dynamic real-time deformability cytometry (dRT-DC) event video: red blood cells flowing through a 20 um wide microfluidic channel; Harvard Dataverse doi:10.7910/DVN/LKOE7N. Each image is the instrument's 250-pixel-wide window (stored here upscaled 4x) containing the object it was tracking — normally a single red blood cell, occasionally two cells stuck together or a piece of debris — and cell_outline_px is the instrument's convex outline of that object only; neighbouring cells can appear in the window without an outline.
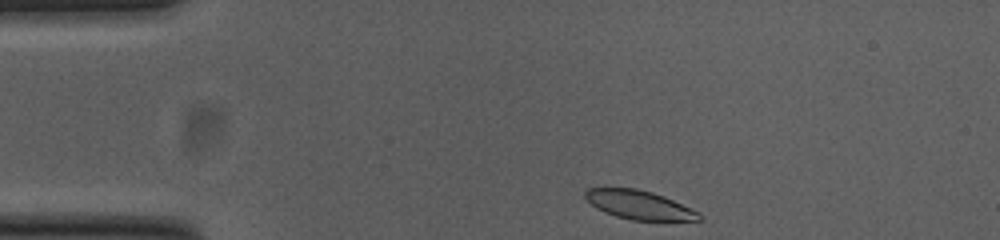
{"species": "common noctule bat (a hibernating species)", "species_latin": "Nyctalus noctula", "temperature_condition": "cold", "stored_images_in_passage": 38, "camera_frame_rate_fps": 3000, "um_per_image_px": 0.085, "animal": {"sex": "female", "body_mass_g": 23.0, "forearm_length_mm": 53.4}, "frame": {"image": 1, "passage_image": 1, "time_ms": 0.0, "image_size_px": [1000, 240], "cell_outline_px": [[704, 220], [632, 220], [616, 216], [604, 212], [596, 208], [584, 196], [584, 192], [588, 188], [636, 188], [652, 192], [664, 196], [700, 212], [704, 216]], "centroid_in_image_um": [54.36, 17.41], "position_along_channel_um": 30.6, "area_um2": 19.13}}
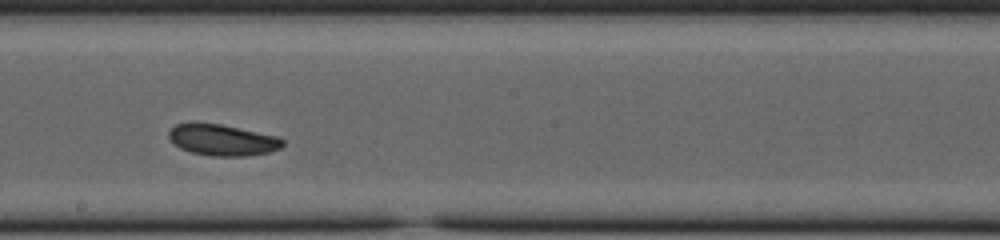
{"frame": {"image": 2, "passage_image": 21, "time_ms": 6.667, "image_size_px": [1000, 240], "cell_outline_px": [[284, 144], [280, 148], [268, 152], [244, 156], [212, 156], [192, 152], [180, 148], [168, 136], [168, 132], [176, 124], [220, 124], [276, 136], [284, 140]], "centroid_in_image_um": [18.93, 11.91], "position_along_channel_um": 229.3, "area_um2": 20.17}}
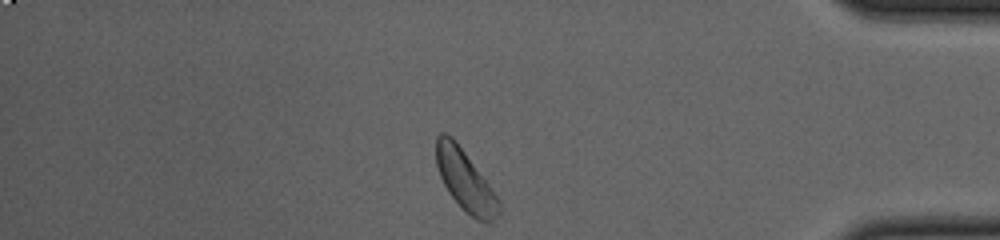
{"frame": {"image": 3, "passage_image": 37, "time_ms": 12.0, "image_size_px": [1000, 240], "cell_outline_px": [[500, 212], [492, 220], [476, 220], [464, 212], [448, 192], [440, 176], [436, 164], [436, 136], [440, 132], [444, 132], [452, 136], [500, 200]], "centroid_in_image_um": [39.51, 15.34], "position_along_channel_um": 395.7, "area_um2": 21.85}, "authors_computed_cell_mechanics": {"area_um2": 20.9525, "velocity_mm_per_s": 3.7579, "shape_relaxation_time_tau1_ms": 3.2994, "shape_relaxation_time_tau2_ms": null, "deformation_change_tau1": 0.0882, "deformation_change_tau2": null}}